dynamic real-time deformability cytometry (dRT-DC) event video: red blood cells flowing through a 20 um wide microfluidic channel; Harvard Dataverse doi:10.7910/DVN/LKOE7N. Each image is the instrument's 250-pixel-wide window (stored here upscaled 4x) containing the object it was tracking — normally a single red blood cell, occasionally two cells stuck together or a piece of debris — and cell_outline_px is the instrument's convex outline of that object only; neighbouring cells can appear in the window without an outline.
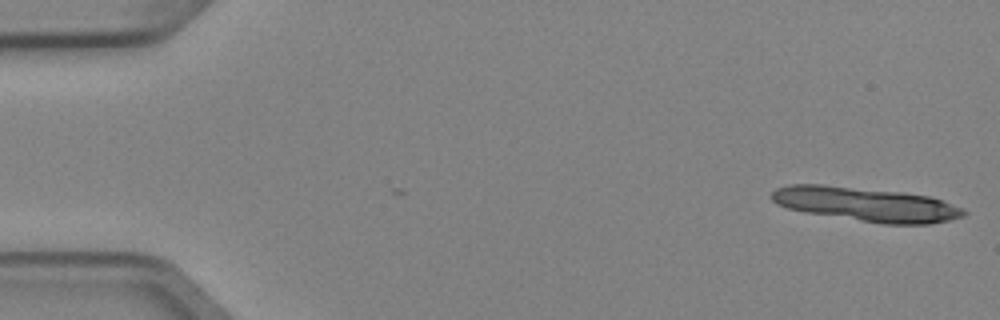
{"species": "Egyptian fruit bat (a non-hibernating species)", "species_latin": "Rousettus aegyptiacus", "temperature_condition": "cold", "stored_images_in_passage": 5, "camera_frame_rate_fps": 3000, "um_per_image_px": 0.085, "animal": {"sex": "female"}, "frame": {"image": 1, "passage_image": 1, "time_ms": 0.0, "image_size_px": [1000, 320], "cell_outline_px": [[968, 212], [964, 216], [948, 220], [928, 224], [884, 224], [804, 212], [788, 208], [776, 204], [768, 196], [776, 188], [788, 184], [824, 184], [904, 192], [928, 196], [964, 208]], "centroid_in_image_um": [73.58, 17.35], "position_along_channel_um": 11.4, "area_um2": 38.38}}
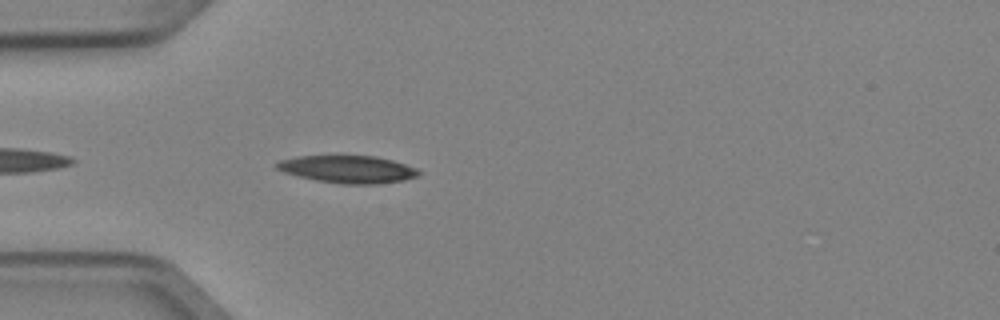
{"frame": {"image": 2, "passage_image": 5, "time_ms": 1.333, "image_size_px": [1000, 320], "cell_outline_px": [[420, 176], [404, 180], [376, 184], [340, 184], [316, 180], [296, 176], [284, 172], [276, 168], [272, 164], [280, 160], [300, 156], [376, 156], [392, 160], [416, 168], [420, 172]], "centroid_in_image_um": [29.55, 14.39], "position_along_channel_um": 55.5, "area_um2": 22.77}}